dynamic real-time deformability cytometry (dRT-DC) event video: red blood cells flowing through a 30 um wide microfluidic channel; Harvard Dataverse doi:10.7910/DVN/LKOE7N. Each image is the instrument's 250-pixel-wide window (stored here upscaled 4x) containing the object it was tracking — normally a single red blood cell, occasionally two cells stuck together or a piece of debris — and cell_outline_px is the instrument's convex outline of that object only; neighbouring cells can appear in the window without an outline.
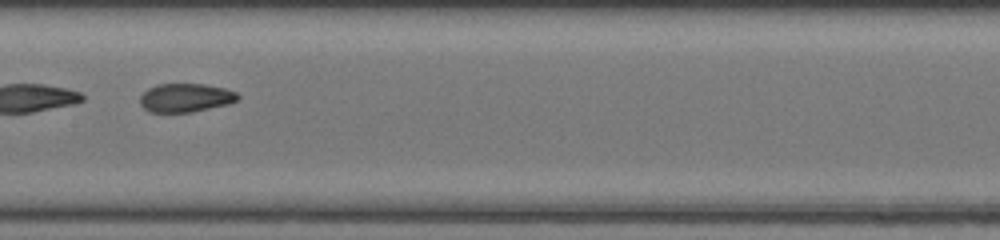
{"species": "common noctule bat (a hibernating species)", "species_latin": "Nyctalus noctula", "temperature_condition": "room temperature", "stored_images_in_passage": 48, "segment_of_instrument_passage": [2, 2], "camera_frame_rate_fps": 3000, "um_per_image_px": 0.085, "animal": {"sex": "female", "body_mass_g": 20.0, "forearm_length_mm": 54.0}, "frame": {"image": 1, "passage_image": 26, "time_ms": 8.333, "image_size_px": [1000, 240], "cell_outline_px": [[240, 96], [236, 100], [228, 104], [192, 112], [148, 112], [140, 104], [140, 96], [148, 88], [156, 84], [204, 84], [224, 88], [236, 92]], "centroid_in_image_um": [15.75, 8.31], "position_along_channel_um": 191.7, "area_um2": 16.3}}
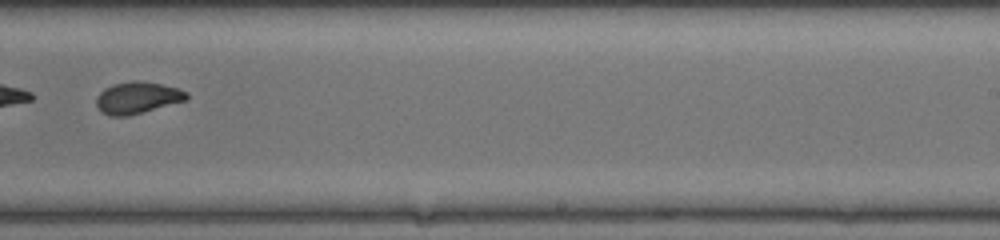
{"frame": {"image": 2, "passage_image": 32, "time_ms": 10.333, "image_size_px": [1000, 240], "cell_outline_px": [[188, 100], [128, 116], [108, 116], [100, 112], [96, 104], [96, 96], [104, 88], [112, 84], [132, 80], [140, 80], [160, 84], [176, 88], [188, 92]], "centroid_in_image_um": [11.65, 8.31], "position_along_channel_um": 277.4, "area_um2": 16.94}}